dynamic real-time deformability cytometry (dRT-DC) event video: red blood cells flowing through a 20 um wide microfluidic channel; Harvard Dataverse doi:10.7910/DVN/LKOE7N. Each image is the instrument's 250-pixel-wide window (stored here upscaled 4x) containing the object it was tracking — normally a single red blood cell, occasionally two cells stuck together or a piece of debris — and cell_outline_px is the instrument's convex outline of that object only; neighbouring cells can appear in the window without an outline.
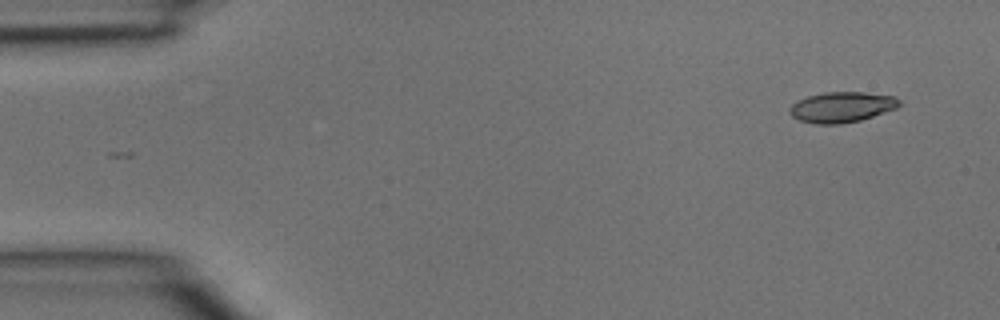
{"species": "common noctule bat (a hibernating species)", "species_latin": "Nyctalus noctula", "temperature_condition": "room temperature", "stored_images_in_passage": 4, "camera_frame_rate_fps": 3000, "um_per_image_px": 0.085, "animal": {"sex": "male", "body_mass_g": 15.6}, "frame": {"image": 1, "passage_image": 1, "time_ms": 0.0, "image_size_px": [1000, 320], "cell_outline_px": [[900, 104], [896, 108], [860, 120], [840, 124], [816, 124], [800, 120], [792, 116], [788, 112], [788, 108], [796, 100], [808, 96], [824, 92], [864, 92], [896, 96], [900, 100]], "centroid_in_image_um": [71.52, 9.09], "position_along_channel_um": 13.5, "area_um2": 19.54}}